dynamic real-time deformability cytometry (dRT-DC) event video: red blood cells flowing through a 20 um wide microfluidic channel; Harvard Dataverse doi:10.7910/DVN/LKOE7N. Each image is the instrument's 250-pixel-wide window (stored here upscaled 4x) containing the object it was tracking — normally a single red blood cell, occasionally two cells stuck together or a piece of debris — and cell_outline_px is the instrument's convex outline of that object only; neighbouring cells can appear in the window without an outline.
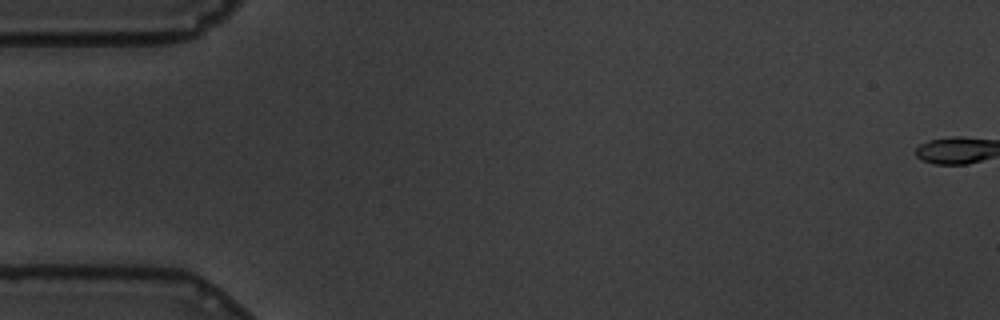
{"species": "common noctule bat (a hibernating species)", "species_latin": "Nyctalus noctula", "temperature_condition": "warm", "stored_images_in_passage": 1, "camera_frame_rate_fps": 3000, "um_per_image_px": 0.085, "animal": {"sex": "male", "body_mass_g": 19.5, "forearm_length_mm": 54.6}, "frame": {"image": 1, "passage_image": 1, "time_ms": 0.0, "image_size_px": [1000, 320], "cell_outline_px": [[212, 284], [200, 288], [44, 276], [44, 272], [116, 268], [172, 268], [192, 272], [200, 276]], "centroid_in_image_um": [11.71, 23.49], "position_along_channel_um": 73.3, "area_um2": 14.62}}